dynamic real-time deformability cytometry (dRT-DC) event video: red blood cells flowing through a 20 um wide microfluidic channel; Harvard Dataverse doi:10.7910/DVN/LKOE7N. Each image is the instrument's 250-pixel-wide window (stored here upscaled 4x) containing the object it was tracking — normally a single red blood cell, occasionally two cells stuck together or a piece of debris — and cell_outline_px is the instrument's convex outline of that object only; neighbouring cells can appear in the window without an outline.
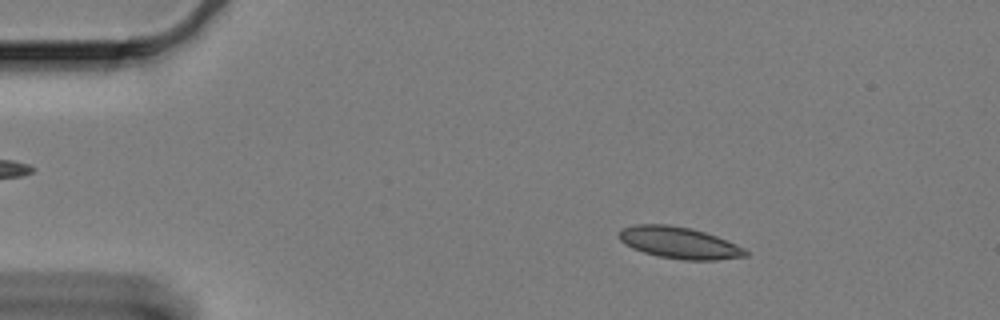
{"species": "Egyptian fruit bat (a non-hibernating species)", "species_latin": "Rousettus aegyptiacus", "temperature_condition": "cold", "stored_images_in_passage": 60, "camera_frame_rate_fps": 3000, "um_per_image_px": 0.085, "animal": {"sex": "female"}, "frame": {"image": 1, "passage_image": 9, "time_ms": 2.667, "image_size_px": [1000, 320], "cell_outline_px": [[748, 256], [716, 260], [684, 260], [660, 256], [644, 252], [632, 248], [624, 244], [616, 236], [616, 232], [620, 228], [636, 224], [668, 224], [692, 228], [716, 236], [744, 248], [748, 252]], "centroid_in_image_um": [57.67, 20.62], "position_along_channel_um": 27.3, "area_um2": 23.47}}
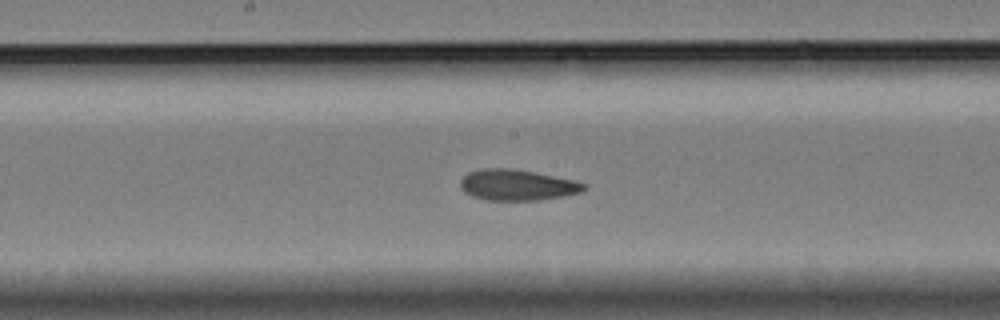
{"frame": {"image": 2, "passage_image": 31, "time_ms": 10.0, "image_size_px": [1000, 320], "cell_outline_px": [[588, 188], [580, 192], [564, 196], [540, 200], [484, 200], [472, 196], [464, 192], [460, 188], [460, 180], [468, 172], [480, 168], [512, 168], [536, 172], [576, 180], [588, 184]], "centroid_in_image_um": [43.97, 15.72], "position_along_channel_um": 204.2, "area_um2": 22.66}}
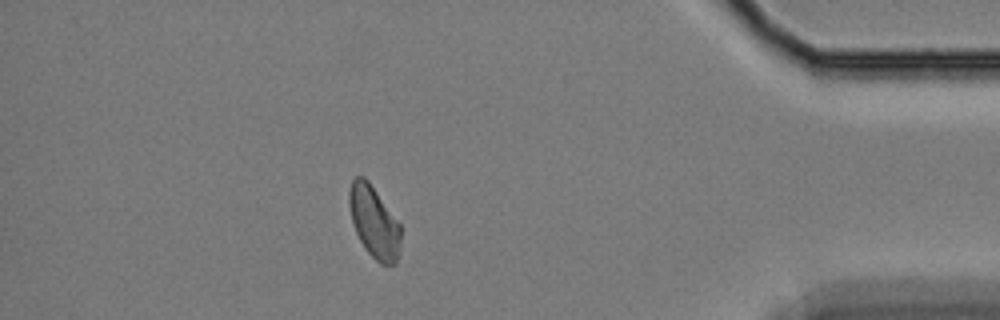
{"frame": {"image": 3, "passage_image": 53, "time_ms": 17.333, "image_size_px": [1000, 320], "cell_outline_px": [[400, 248], [396, 264], [380, 264], [364, 248], [356, 232], [352, 220], [348, 204], [348, 192], [352, 180], [356, 176], [364, 176], [368, 180], [400, 224]], "centroid_in_image_um": [31.78, 18.86], "position_along_channel_um": 403.4, "area_um2": 21.5}, "authors_computed_cell_mechanics": {"area_um2": 22.5998, "velocity_mm_per_s": 3.2609, "shape_relaxation_time_tau1_ms": 9.6758, "shape_relaxation_time_tau2_ms": 2.9514, "deformation_change_tau1": 0.1249, "deformation_change_tau2": 0.0753}}